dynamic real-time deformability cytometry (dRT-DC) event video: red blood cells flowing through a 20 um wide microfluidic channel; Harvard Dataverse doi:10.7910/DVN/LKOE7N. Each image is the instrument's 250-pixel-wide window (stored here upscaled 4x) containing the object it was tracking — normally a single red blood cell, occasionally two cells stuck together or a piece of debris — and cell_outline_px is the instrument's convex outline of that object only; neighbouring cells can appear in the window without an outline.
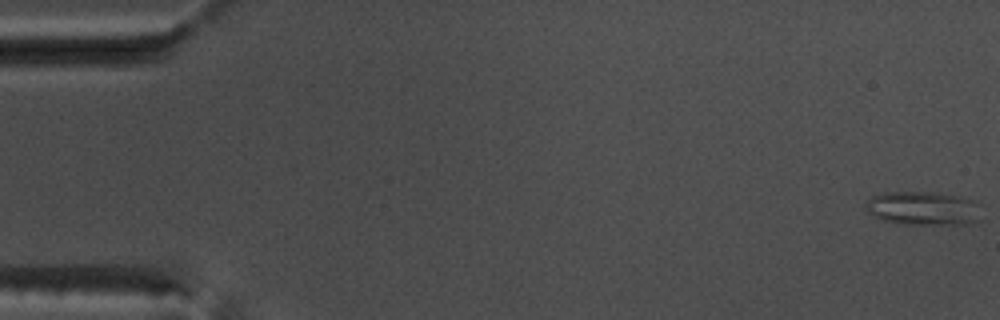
{"species": "common noctule bat (a hibernating species)", "species_latin": "Nyctalus noctula", "temperature_condition": "warm", "stored_images_in_passage": 54, "camera_frame_rate_fps": 3000, "um_per_image_px": 0.085, "animal": {"sex": "male", "body_mass_g": 17.5, "forearm_length_mm": 52.3}, "frame": {"image": 1, "passage_image": 1, "time_ms": 0.0, "image_size_px": [1000, 320], "cell_outline_px": [[980, 220], [968, 224], [904, 224], [880, 220], [868, 212], [868, 200], [872, 196], [884, 192], [932, 192], [960, 196], [968, 200]], "centroid_in_image_um": [78.35, 17.71], "position_along_channel_um": 6.6, "area_um2": 22.02}}
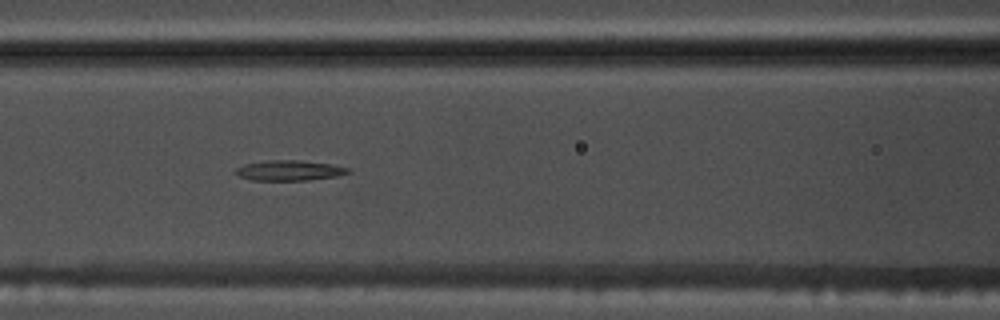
{"frame": {"image": 2, "passage_image": 24, "time_ms": 7.667, "image_size_px": [1000, 320], "cell_outline_px": [[352, 172], [336, 176], [308, 180], [252, 180], [240, 176], [236, 172], [236, 168], [244, 164], [268, 160], [296, 160], [332, 164], [352, 168]], "centroid_in_image_um": [24.65, 14.48], "position_along_channel_um": 141.9, "area_um2": 13.24}}
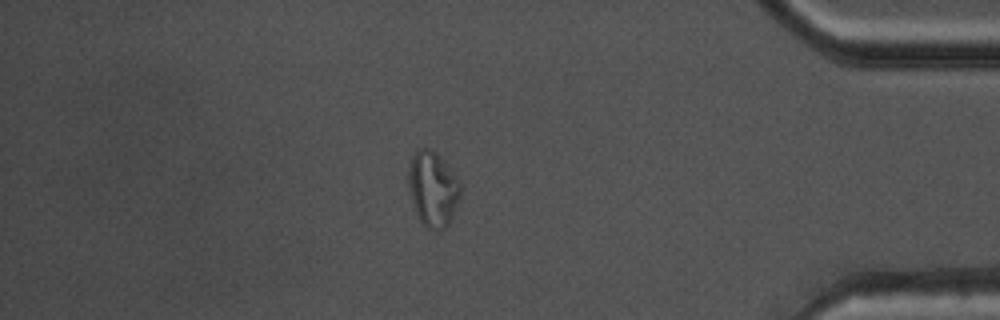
{"frame": {"image": 3, "passage_image": 47, "time_ms": 15.333, "image_size_px": [1000, 320], "cell_outline_px": [[460, 192], [452, 216], [448, 224], [444, 228], [428, 228], [420, 220], [416, 212], [412, 200], [408, 184], [408, 172], [412, 152], [420, 148], [428, 148], [452, 172], [460, 184]], "centroid_in_image_um": [36.75, 16.05], "position_along_channel_um": 398.5, "area_um2": 21.79}}